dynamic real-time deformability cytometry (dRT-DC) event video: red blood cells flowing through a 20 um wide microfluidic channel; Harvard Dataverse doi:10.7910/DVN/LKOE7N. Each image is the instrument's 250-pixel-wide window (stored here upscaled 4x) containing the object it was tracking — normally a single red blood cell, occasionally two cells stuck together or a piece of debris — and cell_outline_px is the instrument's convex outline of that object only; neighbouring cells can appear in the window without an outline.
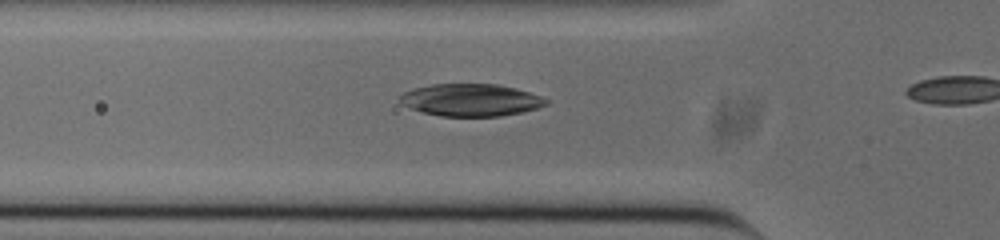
{"species": "common noctule bat (a hibernating species)", "species_latin": "Nyctalus noctula", "temperature_condition": "cold", "stored_images_in_passage": 9, "camera_frame_rate_fps": 3000, "um_per_image_px": 0.085, "animal": {"sex": "male", "body_mass_g": 20.0, "forearm_length_mm": 53.3}, "frame": {"image": 1, "passage_image": 7, "time_ms": 2.0, "image_size_px": [1000, 240], "cell_outline_px": [[548, 104], [524, 112], [500, 116], [440, 116], [424, 112], [400, 104], [396, 100], [404, 92], [412, 88], [432, 84], [496, 84], [516, 88], [540, 96], [548, 100]], "centroid_in_image_um": [39.99, 8.5], "position_along_channel_um": 85.8, "area_um2": 27.57}}